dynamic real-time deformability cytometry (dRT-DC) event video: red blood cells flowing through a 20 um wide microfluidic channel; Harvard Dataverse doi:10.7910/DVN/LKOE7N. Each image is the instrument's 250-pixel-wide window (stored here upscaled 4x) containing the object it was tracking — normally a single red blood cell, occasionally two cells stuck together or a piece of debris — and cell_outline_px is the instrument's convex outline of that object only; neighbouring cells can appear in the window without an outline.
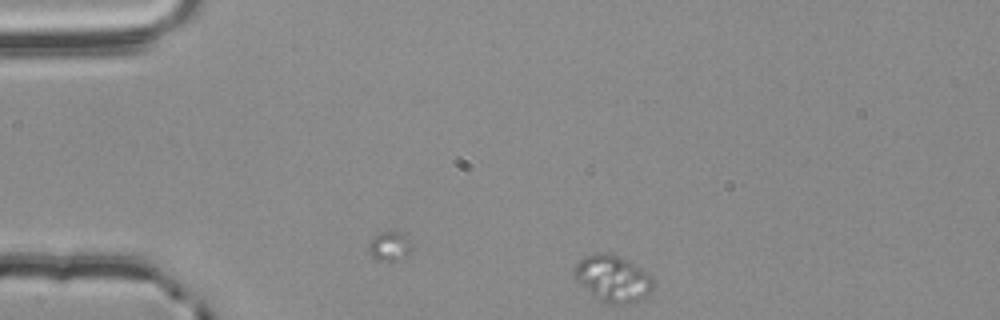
{"species": "common noctule bat (a hibernating species)", "species_latin": "Nyctalus noctula", "temperature_condition": "room temperature", "stored_images_in_passage": 3, "camera_frame_rate_fps": 3000, "um_per_image_px": 0.085, "animal": {"sex": "male", "body_mass_g": 20.4}, "frame": {"image": 1, "passage_image": 3, "time_ms": 0.667, "image_size_px": [1000, 320], "cell_outline_px": [[652, 288], [640, 300], [632, 304], [612, 304], [600, 300], [580, 284], [576, 280], [572, 272], [572, 268], [584, 256], [596, 252], [612, 252], [628, 260], [652, 276]], "centroid_in_image_um": [52.06, 23.64], "position_along_channel_um": 32.9, "area_um2": 21.44}}